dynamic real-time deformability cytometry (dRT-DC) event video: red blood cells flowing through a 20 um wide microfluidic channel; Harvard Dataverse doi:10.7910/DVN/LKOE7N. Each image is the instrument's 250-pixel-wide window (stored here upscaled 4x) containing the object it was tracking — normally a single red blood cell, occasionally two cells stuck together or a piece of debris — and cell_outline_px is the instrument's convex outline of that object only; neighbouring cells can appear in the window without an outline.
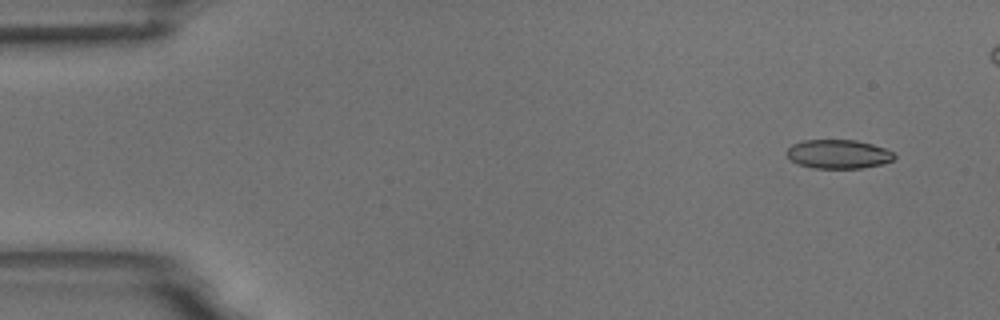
{"species": "common noctule bat (a hibernating species)", "species_latin": "Nyctalus noctula", "temperature_condition": "room temperature", "stored_images_in_passage": 5, "camera_frame_rate_fps": 3000, "um_per_image_px": 0.085, "animal": {"sex": "male", "body_mass_g": 18.8}, "frame": {"image": 1, "passage_image": 1, "time_ms": 0.0, "image_size_px": [1000, 320], "cell_outline_px": [[896, 156], [892, 160], [880, 164], [860, 168], [812, 168], [796, 164], [784, 152], [792, 144], [804, 140], [856, 140], [872, 144], [884, 148], [892, 152]], "centroid_in_image_um": [71.21, 13.1], "position_along_channel_um": 13.8, "area_um2": 18.09}}